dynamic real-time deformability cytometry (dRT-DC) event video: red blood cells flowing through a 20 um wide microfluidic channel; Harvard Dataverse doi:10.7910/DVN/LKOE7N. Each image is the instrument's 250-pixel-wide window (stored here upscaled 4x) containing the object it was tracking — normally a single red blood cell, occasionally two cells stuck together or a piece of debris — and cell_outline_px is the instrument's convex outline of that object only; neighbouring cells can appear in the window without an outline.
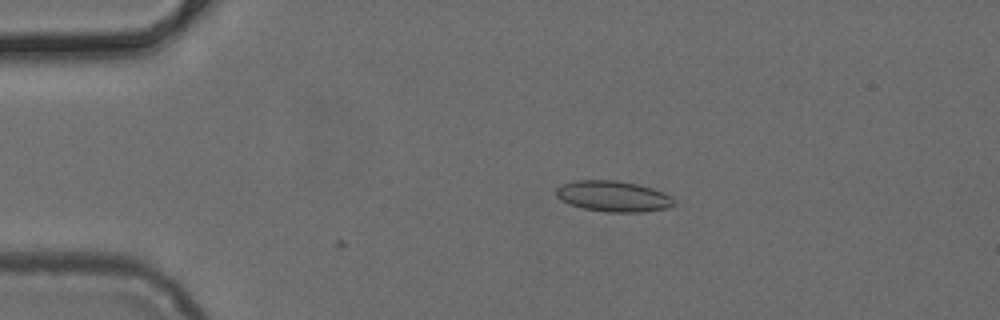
{"species": "common noctule bat (a hibernating species)", "species_latin": "Nyctalus noctula", "temperature_condition": "cold", "stored_images_in_passage": 10, "camera_frame_rate_fps": 3000, "um_per_image_px": 0.085, "animal": {"sex": "female", "body_mass_g": 24.6, "forearm_length_mm": 56.2}, "frame": {"image": 1, "passage_image": 10, "time_ms": 3.0, "image_size_px": [1000, 320], "cell_outline_px": [[676, 204], [668, 208], [644, 212], [608, 212], [584, 208], [568, 204], [560, 200], [556, 196], [556, 188], [560, 184], [576, 180], [616, 180], [636, 184], [652, 188], [664, 192], [672, 196]], "centroid_in_image_um": [52.13, 16.68], "position_along_channel_um": 32.9, "area_um2": 21.39}}